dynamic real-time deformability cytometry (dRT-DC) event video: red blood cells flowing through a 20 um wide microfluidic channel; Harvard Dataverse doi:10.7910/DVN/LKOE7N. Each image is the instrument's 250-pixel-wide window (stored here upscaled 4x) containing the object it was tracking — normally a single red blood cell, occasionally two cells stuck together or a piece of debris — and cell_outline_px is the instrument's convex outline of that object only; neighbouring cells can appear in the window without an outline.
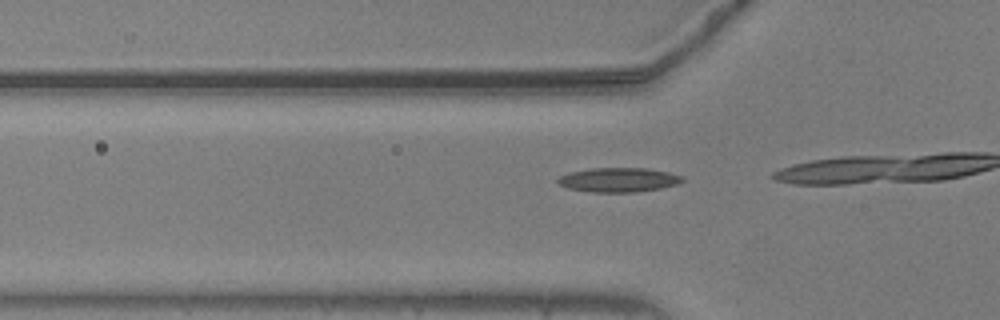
{"species": "common noctule bat (a hibernating species)", "species_latin": "Nyctalus noctula", "temperature_condition": "warm", "stored_images_in_passage": 17, "camera_frame_rate_fps": 3000, "um_per_image_px": 0.085, "animal": {"sex": "male", "body_mass_g": 20.5, "forearm_length_mm": 52.5}, "frame": {"image": 1, "passage_image": 15, "time_ms": 4.667, "image_size_px": [1000, 320], "cell_outline_px": [[684, 180], [676, 184], [660, 188], [636, 192], [592, 192], [568, 188], [560, 184], [556, 180], [560, 176], [568, 172], [592, 168], [648, 168], [668, 172], [684, 176]], "centroid_in_image_um": [52.58, 15.28], "position_along_channel_um": 73.2, "area_um2": 17.63}}